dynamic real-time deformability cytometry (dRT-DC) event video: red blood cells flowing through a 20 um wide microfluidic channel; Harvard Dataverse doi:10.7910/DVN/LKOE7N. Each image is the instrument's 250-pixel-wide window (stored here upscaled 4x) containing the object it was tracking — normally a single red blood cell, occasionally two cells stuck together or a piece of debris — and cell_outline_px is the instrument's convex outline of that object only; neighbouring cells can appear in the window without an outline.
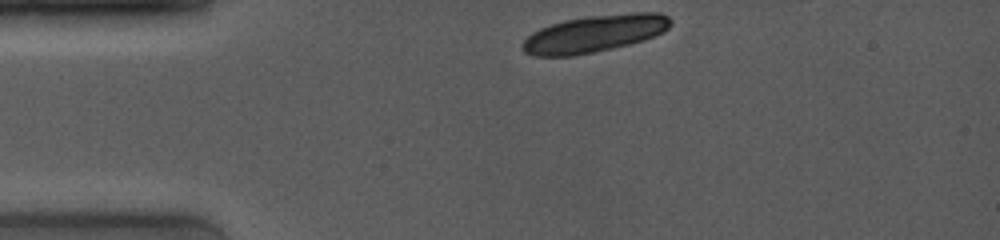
{"species": "common noctule bat (a hibernating species)", "species_latin": "Nyctalus noctula", "temperature_condition": "room temperature", "stored_images_in_passage": 1, "camera_frame_rate_fps": 4000, "um_per_image_px": 0.085, "animal": {"sex": "female", "body_mass_g": 19.0, "forearm_length_mm": 53.3}, "frame": {"image": 1, "passage_image": 1, "time_ms": 0.0, "image_size_px": [1000, 240], "cell_outline_px": [[672, 24], [664, 32], [644, 40], [612, 48], [572, 56], [532, 56], [524, 52], [520, 48], [520, 44], [532, 32], [540, 28], [564, 20], [584, 16], [632, 12], [660, 12], [668, 16], [672, 20]], "centroid_in_image_um": [50.53, 2.85], "position_along_channel_um": 34.5, "area_um2": 32.37}}